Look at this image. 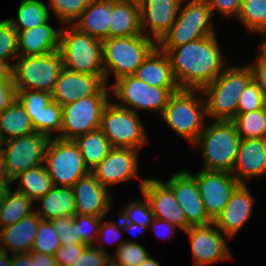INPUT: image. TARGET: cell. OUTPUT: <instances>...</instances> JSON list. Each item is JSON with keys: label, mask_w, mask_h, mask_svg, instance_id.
Listing matches in <instances>:
<instances>
[{"label": "cell", "mask_w": 266, "mask_h": 266, "mask_svg": "<svg viewBox=\"0 0 266 266\" xmlns=\"http://www.w3.org/2000/svg\"><path fill=\"white\" fill-rule=\"evenodd\" d=\"M59 51L64 68L91 75H104L102 41L75 27H61Z\"/></svg>", "instance_id": "6"}, {"label": "cell", "mask_w": 266, "mask_h": 266, "mask_svg": "<svg viewBox=\"0 0 266 266\" xmlns=\"http://www.w3.org/2000/svg\"><path fill=\"white\" fill-rule=\"evenodd\" d=\"M143 197L146 201L142 199L129 201L124 206L125 208L120 213L122 222H132L149 228L155 217L148 199L144 195Z\"/></svg>", "instance_id": "40"}, {"label": "cell", "mask_w": 266, "mask_h": 266, "mask_svg": "<svg viewBox=\"0 0 266 266\" xmlns=\"http://www.w3.org/2000/svg\"><path fill=\"white\" fill-rule=\"evenodd\" d=\"M60 237L48 220H41L31 252L54 255L61 247Z\"/></svg>", "instance_id": "39"}, {"label": "cell", "mask_w": 266, "mask_h": 266, "mask_svg": "<svg viewBox=\"0 0 266 266\" xmlns=\"http://www.w3.org/2000/svg\"><path fill=\"white\" fill-rule=\"evenodd\" d=\"M6 199V187L0 188V215Z\"/></svg>", "instance_id": "62"}, {"label": "cell", "mask_w": 266, "mask_h": 266, "mask_svg": "<svg viewBox=\"0 0 266 266\" xmlns=\"http://www.w3.org/2000/svg\"><path fill=\"white\" fill-rule=\"evenodd\" d=\"M14 63L13 79L17 90L52 93L64 69L59 50L41 56H19Z\"/></svg>", "instance_id": "8"}, {"label": "cell", "mask_w": 266, "mask_h": 266, "mask_svg": "<svg viewBox=\"0 0 266 266\" xmlns=\"http://www.w3.org/2000/svg\"><path fill=\"white\" fill-rule=\"evenodd\" d=\"M149 227H152V229L154 230L153 232L161 239L164 237L168 239L169 237L174 235V232L176 231V228L178 226L171 224L165 220L154 218L153 222L150 224Z\"/></svg>", "instance_id": "53"}, {"label": "cell", "mask_w": 266, "mask_h": 266, "mask_svg": "<svg viewBox=\"0 0 266 266\" xmlns=\"http://www.w3.org/2000/svg\"><path fill=\"white\" fill-rule=\"evenodd\" d=\"M164 183L172 190L191 226L207 225L213 222L205 210L195 178L187 170L173 174Z\"/></svg>", "instance_id": "17"}, {"label": "cell", "mask_w": 266, "mask_h": 266, "mask_svg": "<svg viewBox=\"0 0 266 266\" xmlns=\"http://www.w3.org/2000/svg\"><path fill=\"white\" fill-rule=\"evenodd\" d=\"M140 150L133 148H112L91 173L99 182L109 189V186L139 177L138 155Z\"/></svg>", "instance_id": "19"}, {"label": "cell", "mask_w": 266, "mask_h": 266, "mask_svg": "<svg viewBox=\"0 0 266 266\" xmlns=\"http://www.w3.org/2000/svg\"><path fill=\"white\" fill-rule=\"evenodd\" d=\"M213 17L206 0H189L181 4L177 19L157 43L160 49H173L190 41L215 34Z\"/></svg>", "instance_id": "7"}, {"label": "cell", "mask_w": 266, "mask_h": 266, "mask_svg": "<svg viewBox=\"0 0 266 266\" xmlns=\"http://www.w3.org/2000/svg\"><path fill=\"white\" fill-rule=\"evenodd\" d=\"M161 50L169 57L180 89L203 90L227 67L216 34Z\"/></svg>", "instance_id": "1"}, {"label": "cell", "mask_w": 266, "mask_h": 266, "mask_svg": "<svg viewBox=\"0 0 266 266\" xmlns=\"http://www.w3.org/2000/svg\"><path fill=\"white\" fill-rule=\"evenodd\" d=\"M138 1L140 6L142 34L158 43L177 19L181 4L185 0Z\"/></svg>", "instance_id": "20"}, {"label": "cell", "mask_w": 266, "mask_h": 266, "mask_svg": "<svg viewBox=\"0 0 266 266\" xmlns=\"http://www.w3.org/2000/svg\"><path fill=\"white\" fill-rule=\"evenodd\" d=\"M35 266H58L55 256L45 253L35 252Z\"/></svg>", "instance_id": "56"}, {"label": "cell", "mask_w": 266, "mask_h": 266, "mask_svg": "<svg viewBox=\"0 0 266 266\" xmlns=\"http://www.w3.org/2000/svg\"><path fill=\"white\" fill-rule=\"evenodd\" d=\"M253 79L248 65L228 66L202 90L206 102L207 116L215 121H231L237 114L238 100Z\"/></svg>", "instance_id": "2"}, {"label": "cell", "mask_w": 266, "mask_h": 266, "mask_svg": "<svg viewBox=\"0 0 266 266\" xmlns=\"http://www.w3.org/2000/svg\"><path fill=\"white\" fill-rule=\"evenodd\" d=\"M206 2L213 16L218 11L222 16L237 17L242 5V0H206Z\"/></svg>", "instance_id": "50"}, {"label": "cell", "mask_w": 266, "mask_h": 266, "mask_svg": "<svg viewBox=\"0 0 266 266\" xmlns=\"http://www.w3.org/2000/svg\"><path fill=\"white\" fill-rule=\"evenodd\" d=\"M247 184H240L213 223L228 238H232L243 228L251 217L254 198Z\"/></svg>", "instance_id": "22"}, {"label": "cell", "mask_w": 266, "mask_h": 266, "mask_svg": "<svg viewBox=\"0 0 266 266\" xmlns=\"http://www.w3.org/2000/svg\"><path fill=\"white\" fill-rule=\"evenodd\" d=\"M110 19L111 0H91L72 26L102 41L109 38Z\"/></svg>", "instance_id": "28"}, {"label": "cell", "mask_w": 266, "mask_h": 266, "mask_svg": "<svg viewBox=\"0 0 266 266\" xmlns=\"http://www.w3.org/2000/svg\"><path fill=\"white\" fill-rule=\"evenodd\" d=\"M50 139L45 134L35 132L2 143L0 151L12 181L27 169L44 164Z\"/></svg>", "instance_id": "13"}, {"label": "cell", "mask_w": 266, "mask_h": 266, "mask_svg": "<svg viewBox=\"0 0 266 266\" xmlns=\"http://www.w3.org/2000/svg\"><path fill=\"white\" fill-rule=\"evenodd\" d=\"M237 18L250 34L266 35V0L242 1Z\"/></svg>", "instance_id": "36"}, {"label": "cell", "mask_w": 266, "mask_h": 266, "mask_svg": "<svg viewBox=\"0 0 266 266\" xmlns=\"http://www.w3.org/2000/svg\"><path fill=\"white\" fill-rule=\"evenodd\" d=\"M87 246V244L62 245L54 254L56 264L58 266H73Z\"/></svg>", "instance_id": "49"}, {"label": "cell", "mask_w": 266, "mask_h": 266, "mask_svg": "<svg viewBox=\"0 0 266 266\" xmlns=\"http://www.w3.org/2000/svg\"><path fill=\"white\" fill-rule=\"evenodd\" d=\"M201 94L202 90L180 89L170 96L161 113L169 128L191 145L203 131L208 117L205 98Z\"/></svg>", "instance_id": "4"}, {"label": "cell", "mask_w": 266, "mask_h": 266, "mask_svg": "<svg viewBox=\"0 0 266 266\" xmlns=\"http://www.w3.org/2000/svg\"><path fill=\"white\" fill-rule=\"evenodd\" d=\"M35 133L31 119L16 99L0 113V138L2 142Z\"/></svg>", "instance_id": "30"}, {"label": "cell", "mask_w": 266, "mask_h": 266, "mask_svg": "<svg viewBox=\"0 0 266 266\" xmlns=\"http://www.w3.org/2000/svg\"><path fill=\"white\" fill-rule=\"evenodd\" d=\"M62 123V106L56 101L50 102L40 113L39 133L53 138V133L58 131L57 138H60Z\"/></svg>", "instance_id": "42"}, {"label": "cell", "mask_w": 266, "mask_h": 266, "mask_svg": "<svg viewBox=\"0 0 266 266\" xmlns=\"http://www.w3.org/2000/svg\"><path fill=\"white\" fill-rule=\"evenodd\" d=\"M123 224V231H128L131 233H141L144 232L145 230H147V227L142 226V225H138L132 222H122ZM136 235V234H135Z\"/></svg>", "instance_id": "58"}, {"label": "cell", "mask_w": 266, "mask_h": 266, "mask_svg": "<svg viewBox=\"0 0 266 266\" xmlns=\"http://www.w3.org/2000/svg\"><path fill=\"white\" fill-rule=\"evenodd\" d=\"M42 219L34 212L0 230V248L10 254L30 252Z\"/></svg>", "instance_id": "25"}, {"label": "cell", "mask_w": 266, "mask_h": 266, "mask_svg": "<svg viewBox=\"0 0 266 266\" xmlns=\"http://www.w3.org/2000/svg\"><path fill=\"white\" fill-rule=\"evenodd\" d=\"M139 184L140 192L148 199L155 218L174 224L182 231L191 227L172 190L164 181L148 177L141 178Z\"/></svg>", "instance_id": "18"}, {"label": "cell", "mask_w": 266, "mask_h": 266, "mask_svg": "<svg viewBox=\"0 0 266 266\" xmlns=\"http://www.w3.org/2000/svg\"><path fill=\"white\" fill-rule=\"evenodd\" d=\"M105 83V75L76 73L63 69L51 93L53 101L60 106L89 96H111L110 87Z\"/></svg>", "instance_id": "14"}, {"label": "cell", "mask_w": 266, "mask_h": 266, "mask_svg": "<svg viewBox=\"0 0 266 266\" xmlns=\"http://www.w3.org/2000/svg\"><path fill=\"white\" fill-rule=\"evenodd\" d=\"M140 80L160 88H179L168 55L156 46L133 74Z\"/></svg>", "instance_id": "26"}, {"label": "cell", "mask_w": 266, "mask_h": 266, "mask_svg": "<svg viewBox=\"0 0 266 266\" xmlns=\"http://www.w3.org/2000/svg\"><path fill=\"white\" fill-rule=\"evenodd\" d=\"M111 255L124 266H139L150 255L146 248L135 241H127L115 250Z\"/></svg>", "instance_id": "43"}, {"label": "cell", "mask_w": 266, "mask_h": 266, "mask_svg": "<svg viewBox=\"0 0 266 266\" xmlns=\"http://www.w3.org/2000/svg\"><path fill=\"white\" fill-rule=\"evenodd\" d=\"M61 29L53 28L49 22L18 32L19 56H41L60 47Z\"/></svg>", "instance_id": "24"}, {"label": "cell", "mask_w": 266, "mask_h": 266, "mask_svg": "<svg viewBox=\"0 0 266 266\" xmlns=\"http://www.w3.org/2000/svg\"><path fill=\"white\" fill-rule=\"evenodd\" d=\"M90 2L91 0H49L47 5L64 25L70 26Z\"/></svg>", "instance_id": "38"}, {"label": "cell", "mask_w": 266, "mask_h": 266, "mask_svg": "<svg viewBox=\"0 0 266 266\" xmlns=\"http://www.w3.org/2000/svg\"><path fill=\"white\" fill-rule=\"evenodd\" d=\"M157 43L143 34L102 40L105 83L112 72L116 80L133 75Z\"/></svg>", "instance_id": "5"}, {"label": "cell", "mask_w": 266, "mask_h": 266, "mask_svg": "<svg viewBox=\"0 0 266 266\" xmlns=\"http://www.w3.org/2000/svg\"><path fill=\"white\" fill-rule=\"evenodd\" d=\"M2 143H3V142H2V140H1V138H0V150H1Z\"/></svg>", "instance_id": "64"}, {"label": "cell", "mask_w": 266, "mask_h": 266, "mask_svg": "<svg viewBox=\"0 0 266 266\" xmlns=\"http://www.w3.org/2000/svg\"><path fill=\"white\" fill-rule=\"evenodd\" d=\"M139 266H161V264L149 255Z\"/></svg>", "instance_id": "61"}, {"label": "cell", "mask_w": 266, "mask_h": 266, "mask_svg": "<svg viewBox=\"0 0 266 266\" xmlns=\"http://www.w3.org/2000/svg\"><path fill=\"white\" fill-rule=\"evenodd\" d=\"M111 96H89L62 106L60 139L74 140L100 129L103 111Z\"/></svg>", "instance_id": "12"}, {"label": "cell", "mask_w": 266, "mask_h": 266, "mask_svg": "<svg viewBox=\"0 0 266 266\" xmlns=\"http://www.w3.org/2000/svg\"><path fill=\"white\" fill-rule=\"evenodd\" d=\"M241 138L231 121H214L205 125L198 139L191 145L202 150L206 171L232 172Z\"/></svg>", "instance_id": "3"}, {"label": "cell", "mask_w": 266, "mask_h": 266, "mask_svg": "<svg viewBox=\"0 0 266 266\" xmlns=\"http://www.w3.org/2000/svg\"><path fill=\"white\" fill-rule=\"evenodd\" d=\"M104 220H105V217L102 218V221L100 223L99 230H98L99 240H97L95 246L99 248L100 250L103 249L106 253L110 255V253L106 251L104 247H102L103 245L101 244L103 243V241H101L99 237H102V240L109 241L110 243L114 242L116 244V249H117L125 242L124 240L120 239V237H122V234L120 235V232H121L120 229H123V224H122V220L120 216H119V222L117 223H115L113 220L105 221V222ZM98 244L100 245L98 246Z\"/></svg>", "instance_id": "47"}, {"label": "cell", "mask_w": 266, "mask_h": 266, "mask_svg": "<svg viewBox=\"0 0 266 266\" xmlns=\"http://www.w3.org/2000/svg\"><path fill=\"white\" fill-rule=\"evenodd\" d=\"M231 174L240 184L266 175V138L241 139Z\"/></svg>", "instance_id": "23"}, {"label": "cell", "mask_w": 266, "mask_h": 266, "mask_svg": "<svg viewBox=\"0 0 266 266\" xmlns=\"http://www.w3.org/2000/svg\"><path fill=\"white\" fill-rule=\"evenodd\" d=\"M60 237L61 245L85 244L77 232V225L73 222V216L57 217L48 220Z\"/></svg>", "instance_id": "45"}, {"label": "cell", "mask_w": 266, "mask_h": 266, "mask_svg": "<svg viewBox=\"0 0 266 266\" xmlns=\"http://www.w3.org/2000/svg\"><path fill=\"white\" fill-rule=\"evenodd\" d=\"M249 66L253 71V79L258 83V86L266 99V62L262 60H254Z\"/></svg>", "instance_id": "52"}, {"label": "cell", "mask_w": 266, "mask_h": 266, "mask_svg": "<svg viewBox=\"0 0 266 266\" xmlns=\"http://www.w3.org/2000/svg\"><path fill=\"white\" fill-rule=\"evenodd\" d=\"M17 99V89L14 81L0 82V113Z\"/></svg>", "instance_id": "51"}, {"label": "cell", "mask_w": 266, "mask_h": 266, "mask_svg": "<svg viewBox=\"0 0 266 266\" xmlns=\"http://www.w3.org/2000/svg\"><path fill=\"white\" fill-rule=\"evenodd\" d=\"M190 237L194 266H205L232 258L226 235L212 222L191 226L184 231Z\"/></svg>", "instance_id": "16"}, {"label": "cell", "mask_w": 266, "mask_h": 266, "mask_svg": "<svg viewBox=\"0 0 266 266\" xmlns=\"http://www.w3.org/2000/svg\"><path fill=\"white\" fill-rule=\"evenodd\" d=\"M208 216L214 221L222 212L234 190L240 183L230 172L199 170L194 174Z\"/></svg>", "instance_id": "15"}, {"label": "cell", "mask_w": 266, "mask_h": 266, "mask_svg": "<svg viewBox=\"0 0 266 266\" xmlns=\"http://www.w3.org/2000/svg\"><path fill=\"white\" fill-rule=\"evenodd\" d=\"M109 254L95 245L87 246L83 253L78 256L73 266H105Z\"/></svg>", "instance_id": "48"}, {"label": "cell", "mask_w": 266, "mask_h": 266, "mask_svg": "<svg viewBox=\"0 0 266 266\" xmlns=\"http://www.w3.org/2000/svg\"><path fill=\"white\" fill-rule=\"evenodd\" d=\"M75 199V211L79 215L104 217L111 209L109 189L90 172L71 187Z\"/></svg>", "instance_id": "21"}, {"label": "cell", "mask_w": 266, "mask_h": 266, "mask_svg": "<svg viewBox=\"0 0 266 266\" xmlns=\"http://www.w3.org/2000/svg\"><path fill=\"white\" fill-rule=\"evenodd\" d=\"M17 100L31 119L35 132L39 133L40 113L53 101L51 93L37 90H17Z\"/></svg>", "instance_id": "37"}, {"label": "cell", "mask_w": 266, "mask_h": 266, "mask_svg": "<svg viewBox=\"0 0 266 266\" xmlns=\"http://www.w3.org/2000/svg\"><path fill=\"white\" fill-rule=\"evenodd\" d=\"M17 180H19V187H17L16 191L23 193L33 202L43 197L54 187V183L48 175L44 164L27 169L16 176L13 183Z\"/></svg>", "instance_id": "32"}, {"label": "cell", "mask_w": 266, "mask_h": 266, "mask_svg": "<svg viewBox=\"0 0 266 266\" xmlns=\"http://www.w3.org/2000/svg\"><path fill=\"white\" fill-rule=\"evenodd\" d=\"M14 191L12 192V186L6 187V199L0 215V229L9 227L34 213V202L23 193Z\"/></svg>", "instance_id": "34"}, {"label": "cell", "mask_w": 266, "mask_h": 266, "mask_svg": "<svg viewBox=\"0 0 266 266\" xmlns=\"http://www.w3.org/2000/svg\"><path fill=\"white\" fill-rule=\"evenodd\" d=\"M102 218L103 217L87 216L79 214L73 215V222L77 225L78 235L81 237L82 241L88 246L96 245V242L98 240V230ZM89 227L91 229H95L94 231L96 232L88 229Z\"/></svg>", "instance_id": "46"}, {"label": "cell", "mask_w": 266, "mask_h": 266, "mask_svg": "<svg viewBox=\"0 0 266 266\" xmlns=\"http://www.w3.org/2000/svg\"><path fill=\"white\" fill-rule=\"evenodd\" d=\"M1 81H14L13 65H11V62L0 61V82Z\"/></svg>", "instance_id": "57"}, {"label": "cell", "mask_w": 266, "mask_h": 266, "mask_svg": "<svg viewBox=\"0 0 266 266\" xmlns=\"http://www.w3.org/2000/svg\"><path fill=\"white\" fill-rule=\"evenodd\" d=\"M10 266H35V252L11 254Z\"/></svg>", "instance_id": "54"}, {"label": "cell", "mask_w": 266, "mask_h": 266, "mask_svg": "<svg viewBox=\"0 0 266 266\" xmlns=\"http://www.w3.org/2000/svg\"><path fill=\"white\" fill-rule=\"evenodd\" d=\"M11 257L0 248V266H10Z\"/></svg>", "instance_id": "60"}, {"label": "cell", "mask_w": 266, "mask_h": 266, "mask_svg": "<svg viewBox=\"0 0 266 266\" xmlns=\"http://www.w3.org/2000/svg\"><path fill=\"white\" fill-rule=\"evenodd\" d=\"M18 57V32L7 19H3L0 21V61L10 62Z\"/></svg>", "instance_id": "41"}, {"label": "cell", "mask_w": 266, "mask_h": 266, "mask_svg": "<svg viewBox=\"0 0 266 266\" xmlns=\"http://www.w3.org/2000/svg\"><path fill=\"white\" fill-rule=\"evenodd\" d=\"M142 34L138 0H111L109 38Z\"/></svg>", "instance_id": "27"}, {"label": "cell", "mask_w": 266, "mask_h": 266, "mask_svg": "<svg viewBox=\"0 0 266 266\" xmlns=\"http://www.w3.org/2000/svg\"><path fill=\"white\" fill-rule=\"evenodd\" d=\"M110 88L112 98L120 100L119 103L116 99L114 101L118 106L127 108L137 114L142 109L161 114L170 96L180 90V88L154 87L134 75L118 78L114 84L110 85Z\"/></svg>", "instance_id": "10"}, {"label": "cell", "mask_w": 266, "mask_h": 266, "mask_svg": "<svg viewBox=\"0 0 266 266\" xmlns=\"http://www.w3.org/2000/svg\"><path fill=\"white\" fill-rule=\"evenodd\" d=\"M105 266H124V265L121 264L120 262H118L117 260H115V259L110 255L109 258L106 260Z\"/></svg>", "instance_id": "63"}, {"label": "cell", "mask_w": 266, "mask_h": 266, "mask_svg": "<svg viewBox=\"0 0 266 266\" xmlns=\"http://www.w3.org/2000/svg\"><path fill=\"white\" fill-rule=\"evenodd\" d=\"M13 181L7 173L4 157L0 151V188L11 187Z\"/></svg>", "instance_id": "55"}, {"label": "cell", "mask_w": 266, "mask_h": 266, "mask_svg": "<svg viewBox=\"0 0 266 266\" xmlns=\"http://www.w3.org/2000/svg\"><path fill=\"white\" fill-rule=\"evenodd\" d=\"M17 18L7 19L19 32L49 22L50 10L42 0H21Z\"/></svg>", "instance_id": "33"}, {"label": "cell", "mask_w": 266, "mask_h": 266, "mask_svg": "<svg viewBox=\"0 0 266 266\" xmlns=\"http://www.w3.org/2000/svg\"><path fill=\"white\" fill-rule=\"evenodd\" d=\"M231 122L241 139L266 138V107L236 114Z\"/></svg>", "instance_id": "35"}, {"label": "cell", "mask_w": 266, "mask_h": 266, "mask_svg": "<svg viewBox=\"0 0 266 266\" xmlns=\"http://www.w3.org/2000/svg\"><path fill=\"white\" fill-rule=\"evenodd\" d=\"M111 101L103 111L100 130L113 148L141 150L149 143L139 114Z\"/></svg>", "instance_id": "9"}, {"label": "cell", "mask_w": 266, "mask_h": 266, "mask_svg": "<svg viewBox=\"0 0 266 266\" xmlns=\"http://www.w3.org/2000/svg\"><path fill=\"white\" fill-rule=\"evenodd\" d=\"M84 159L87 168L91 171L107 157L113 148L100 129L87 132L73 140Z\"/></svg>", "instance_id": "31"}, {"label": "cell", "mask_w": 266, "mask_h": 266, "mask_svg": "<svg viewBox=\"0 0 266 266\" xmlns=\"http://www.w3.org/2000/svg\"><path fill=\"white\" fill-rule=\"evenodd\" d=\"M40 204L34 212L42 220L68 217L76 214L74 193L71 187L54 186L43 197L37 199Z\"/></svg>", "instance_id": "29"}, {"label": "cell", "mask_w": 266, "mask_h": 266, "mask_svg": "<svg viewBox=\"0 0 266 266\" xmlns=\"http://www.w3.org/2000/svg\"><path fill=\"white\" fill-rule=\"evenodd\" d=\"M266 107V99L258 83L252 79L243 90L237 106V114L256 111Z\"/></svg>", "instance_id": "44"}, {"label": "cell", "mask_w": 266, "mask_h": 266, "mask_svg": "<svg viewBox=\"0 0 266 266\" xmlns=\"http://www.w3.org/2000/svg\"><path fill=\"white\" fill-rule=\"evenodd\" d=\"M259 54L255 60H262L266 62V38L259 44Z\"/></svg>", "instance_id": "59"}, {"label": "cell", "mask_w": 266, "mask_h": 266, "mask_svg": "<svg viewBox=\"0 0 266 266\" xmlns=\"http://www.w3.org/2000/svg\"><path fill=\"white\" fill-rule=\"evenodd\" d=\"M44 165L54 186L72 187L91 171L73 140L51 138L47 146Z\"/></svg>", "instance_id": "11"}]
</instances>
